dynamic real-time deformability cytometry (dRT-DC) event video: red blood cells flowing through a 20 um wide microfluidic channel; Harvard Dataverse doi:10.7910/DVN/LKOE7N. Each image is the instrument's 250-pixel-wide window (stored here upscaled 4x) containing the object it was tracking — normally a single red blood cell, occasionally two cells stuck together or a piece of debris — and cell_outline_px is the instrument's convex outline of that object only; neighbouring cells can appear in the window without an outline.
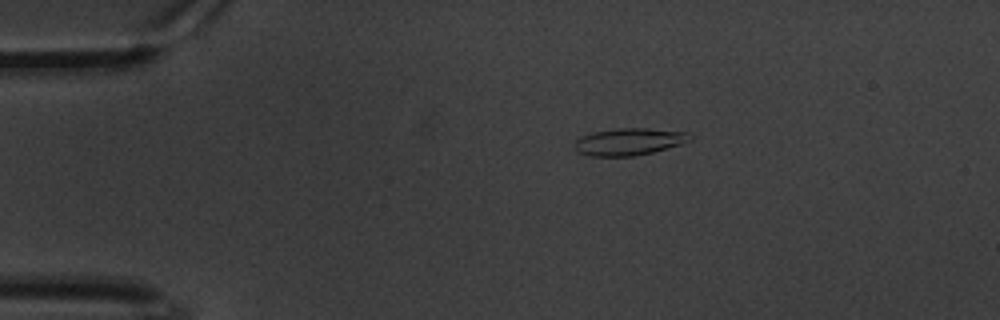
{"species": "common noctule bat (a hibernating species)", "species_latin": "Nyctalus noctula", "temperature_condition": "warm", "stored_images_in_passage": 53, "camera_frame_rate_fps": 3000, "um_per_image_px": 0.085, "animal": {"sex": "male", "body_mass_g": 20.1, "forearm_length_mm": 53.5}, "frame": {"image": 1, "passage_image": 4, "time_ms": 1.0, "image_size_px": [1000, 320], "cell_outline_px": [[692, 140], [680, 144], [652, 152], [632, 156], [588, 156], [576, 152], [576, 140], [580, 136], [592, 132], [616, 128], [648, 128], [688, 132], [692, 136]], "centroid_in_image_um": [53.46, 12.03], "position_along_channel_um": 31.5, "area_um2": 18.26}}
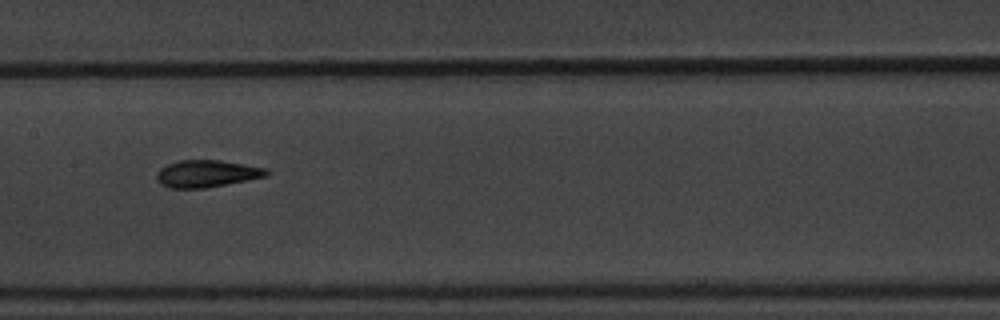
{"frame": {"image": 2, "passage_image": 23, "time_ms": 7.333, "image_size_px": [1000, 320], "cell_outline_px": [[272, 172], [268, 176], [248, 180], [204, 188], [168, 188], [160, 184], [156, 176], [156, 172], [160, 168], [168, 164], [180, 160], [216, 160], [268, 168]], "centroid_in_image_um": [17.59, 14.76], "position_along_channel_um": 189.8, "area_um2": 17.4}}
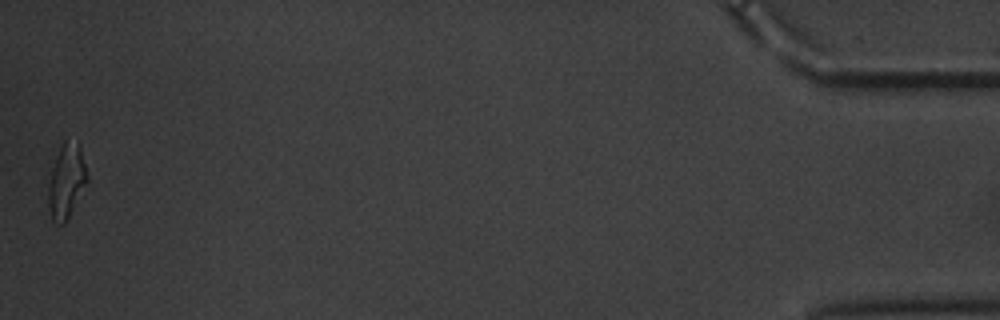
{"frame": {"image": 3, "passage_image": 53, "time_ms": 17.333, "image_size_px": [1000, 320], "cell_outline_px": [[88, 180], [64, 224], [56, 224], [52, 220], [48, 208], [48, 188], [52, 168], [60, 148], [64, 140], [80, 144], [88, 176]], "centroid_in_image_um": [5.64, 15.42], "position_along_channel_um": 429.6, "area_um2": 16.47}, "authors_computed_cell_mechanics": {"area_um2": 17.1666, "velocity_mm_per_s": 3.3099, "shape_relaxation_time_tau1_ms": 4.4915, "shape_relaxation_time_tau2_ms": 2.234, "deformation_change_tau1": 0.189, "deformation_change_tau2": 0.1103}}